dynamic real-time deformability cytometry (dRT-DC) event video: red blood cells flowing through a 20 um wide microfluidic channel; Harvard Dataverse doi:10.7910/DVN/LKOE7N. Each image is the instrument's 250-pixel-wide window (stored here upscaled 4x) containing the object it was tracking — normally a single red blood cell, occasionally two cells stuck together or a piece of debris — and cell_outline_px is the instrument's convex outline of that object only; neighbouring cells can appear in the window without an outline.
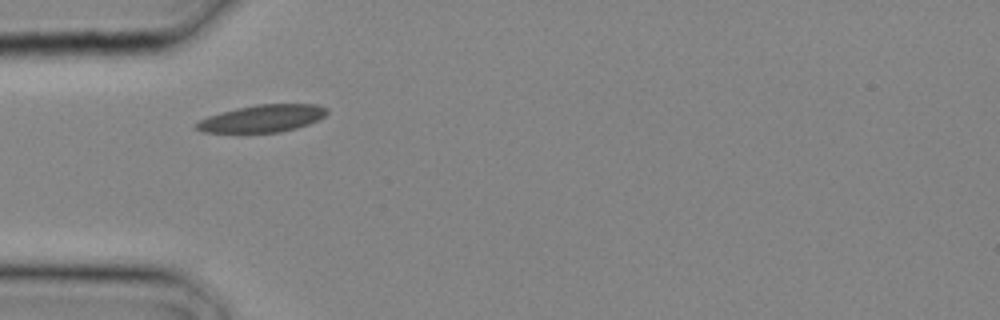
{"species": "common noctule bat (a hibernating species)", "species_latin": "Nyctalus noctula", "temperature_condition": "cold", "stored_images_in_passage": 3, "camera_frame_rate_fps": 3000, "um_per_image_px": 0.085, "animal": {"sex": "male", "body_mass_g": 20.4}, "frame": {"image": 1, "passage_image": 3, "time_ms": 0.667, "image_size_px": [1000, 320], "cell_outline_px": [[328, 112], [324, 116], [308, 124], [296, 128], [280, 132], [200, 132], [196, 128], [196, 124], [200, 120], [208, 116], [236, 108], [256, 104], [316, 104], [328, 108]], "centroid_in_image_um": [22.31, 10.06], "position_along_channel_um": 62.7, "area_um2": 20.58}}